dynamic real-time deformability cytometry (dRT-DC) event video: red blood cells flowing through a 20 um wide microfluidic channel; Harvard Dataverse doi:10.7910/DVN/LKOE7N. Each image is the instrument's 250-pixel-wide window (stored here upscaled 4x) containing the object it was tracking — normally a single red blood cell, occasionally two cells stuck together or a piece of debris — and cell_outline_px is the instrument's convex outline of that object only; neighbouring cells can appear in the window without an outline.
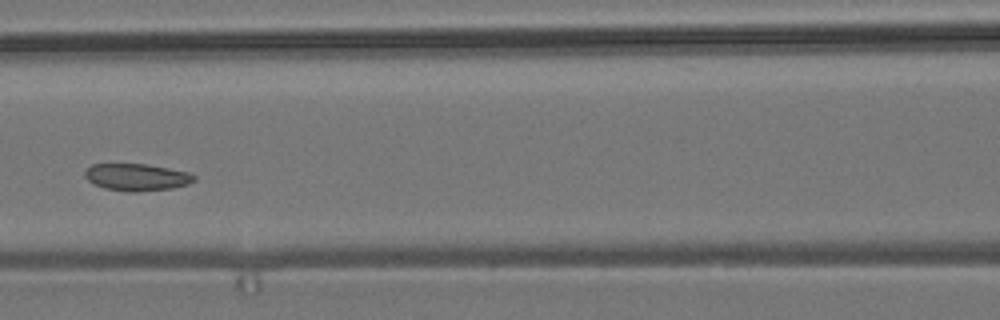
{"species": "common noctule bat (a hibernating species)", "species_latin": "Nyctalus noctula", "temperature_condition": "room temperature", "stored_images_in_passage": 6, "camera_frame_rate_fps": 3000, "um_per_image_px": 0.085, "animal": {"sex": "male", "body_mass_g": 19.2, "forearm_length_mm": 51.8}, "frame": {"image": 1, "passage_image": 6, "time_ms": 1.667, "image_size_px": [1000, 320], "cell_outline_px": [[196, 180], [188, 184], [172, 188], [136, 192], [132, 192], [104, 188], [92, 184], [84, 176], [84, 172], [92, 164], [148, 164], [188, 172], [196, 176]], "centroid_in_image_um": [11.62, 15.06], "position_along_channel_um": 155.0, "area_um2": 17.28}}